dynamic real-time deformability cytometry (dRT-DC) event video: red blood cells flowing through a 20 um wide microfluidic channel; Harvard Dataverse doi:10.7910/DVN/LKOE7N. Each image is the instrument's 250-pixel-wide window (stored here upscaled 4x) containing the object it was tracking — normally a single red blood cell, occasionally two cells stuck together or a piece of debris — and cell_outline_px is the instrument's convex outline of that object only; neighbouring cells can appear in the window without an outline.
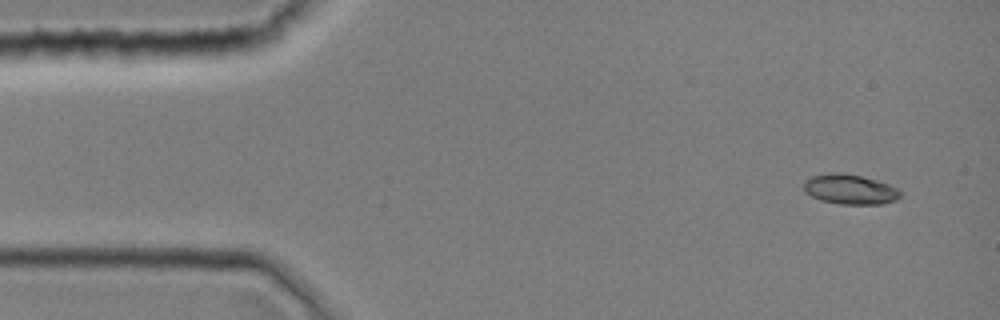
{"species": "common noctule bat (a hibernating species)", "species_latin": "Nyctalus noctula", "temperature_condition": "room temperature", "stored_images_in_passage": 1, "camera_frame_rate_fps": 3000, "um_per_image_px": 0.085, "animal": {"sex": "female", "body_mass_g": 19.0, "forearm_length_mm": 51.5}, "frame": {"image": 1, "passage_image": 1, "time_ms": 0.0, "image_size_px": [1000, 320], "cell_outline_px": [[900, 196], [896, 200], [884, 204], [840, 204], [820, 200], [804, 192], [804, 180], [812, 176], [828, 172], [840, 172], [860, 176], [876, 180], [888, 184], [896, 188], [900, 192]], "centroid_in_image_um": [72.21, 16.09], "position_along_channel_um": 12.8, "area_um2": 16.88}}